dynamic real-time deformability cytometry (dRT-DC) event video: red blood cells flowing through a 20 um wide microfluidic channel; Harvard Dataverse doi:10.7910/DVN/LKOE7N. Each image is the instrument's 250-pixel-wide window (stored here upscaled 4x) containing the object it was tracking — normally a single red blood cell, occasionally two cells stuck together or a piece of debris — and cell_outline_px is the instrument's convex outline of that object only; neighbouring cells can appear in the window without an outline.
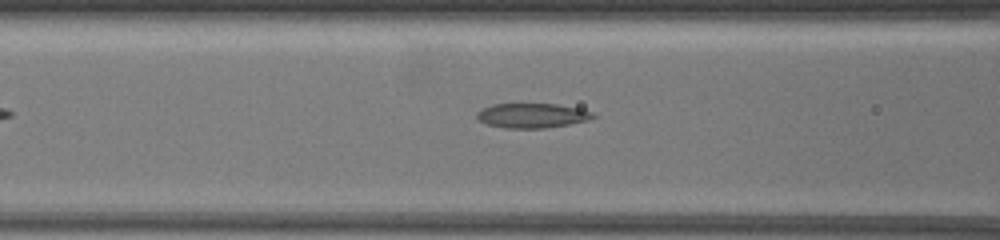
{"species": "common noctule bat (a hibernating species)", "species_latin": "Nyctalus noctula", "temperature_condition": "warm", "stored_images_in_passage": 20, "camera_frame_rate_fps": 3000, "um_per_image_px": 0.085, "animal": {"sex": "female", "body_mass_g": 19.5, "forearm_length_mm": 54.1}, "frame": {"image": 1, "passage_image": 7, "time_ms": 2.0, "image_size_px": [1000, 240], "cell_outline_px": [[596, 116], [588, 120], [568, 124], [544, 128], [504, 128], [488, 124], [476, 120], [476, 112], [492, 104], [556, 104], [580, 108], [592, 112]], "centroid_in_image_um": [45.2, 9.82], "position_along_channel_um": 121.4, "area_um2": 16.65}}
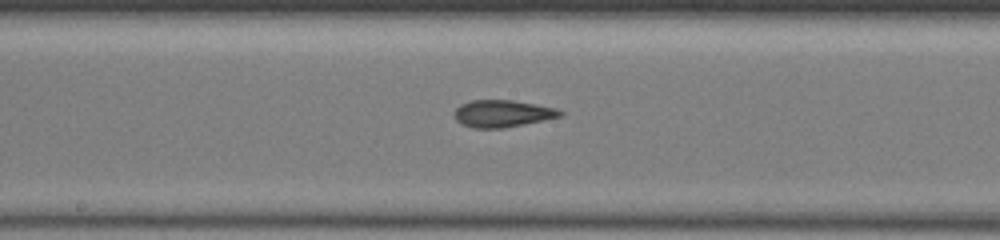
{"frame": {"image": 2, "passage_image": 13, "time_ms": 4.0, "image_size_px": [1000, 240], "cell_outline_px": [[564, 112], [560, 116], [524, 124], [504, 128], [472, 128], [460, 124], [452, 116], [452, 112], [460, 104], [472, 100], [512, 100], [536, 104], [556, 108]], "centroid_in_image_um": [42.63, 9.65], "position_along_channel_um": 205.6, "area_um2": 16.82}}
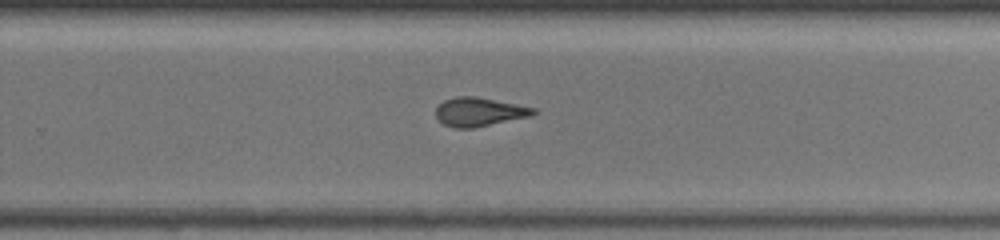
{"frame": {"image": 3, "passage_image": 19, "time_ms": 6.0, "image_size_px": [1000, 240], "cell_outline_px": [[536, 112], [528, 116], [472, 128], [452, 128], [444, 124], [436, 116], [436, 108], [444, 100], [456, 96], [476, 96], [536, 108]], "centroid_in_image_um": [40.69, 9.5], "position_along_channel_um": 289.1, "area_um2": 16.07}}